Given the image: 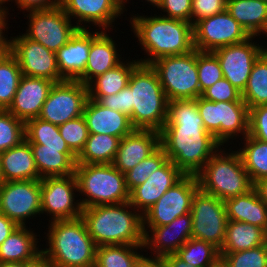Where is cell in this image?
<instances>
[{
	"mask_svg": "<svg viewBox=\"0 0 267 267\" xmlns=\"http://www.w3.org/2000/svg\"><path fill=\"white\" fill-rule=\"evenodd\" d=\"M160 146L185 175H197L221 147L204 129L197 102L168 101L167 120L160 131Z\"/></svg>",
	"mask_w": 267,
	"mask_h": 267,
	"instance_id": "cell-1",
	"label": "cell"
},
{
	"mask_svg": "<svg viewBox=\"0 0 267 267\" xmlns=\"http://www.w3.org/2000/svg\"><path fill=\"white\" fill-rule=\"evenodd\" d=\"M134 12V13H133ZM130 12V17L124 19L129 22L133 39L140 46L144 59L137 54L135 57L142 64H152L155 60L166 57L184 55L194 50L193 25L190 22L166 18L159 13L140 15ZM129 18V19H126Z\"/></svg>",
	"mask_w": 267,
	"mask_h": 267,
	"instance_id": "cell-2",
	"label": "cell"
},
{
	"mask_svg": "<svg viewBox=\"0 0 267 267\" xmlns=\"http://www.w3.org/2000/svg\"><path fill=\"white\" fill-rule=\"evenodd\" d=\"M81 218L96 246H143V215L129 202L82 208Z\"/></svg>",
	"mask_w": 267,
	"mask_h": 267,
	"instance_id": "cell-3",
	"label": "cell"
},
{
	"mask_svg": "<svg viewBox=\"0 0 267 267\" xmlns=\"http://www.w3.org/2000/svg\"><path fill=\"white\" fill-rule=\"evenodd\" d=\"M41 240L42 257L55 267H94L96 245L88 234L84 220H56L49 222ZM48 229V230H47ZM45 244V245H44Z\"/></svg>",
	"mask_w": 267,
	"mask_h": 267,
	"instance_id": "cell-4",
	"label": "cell"
},
{
	"mask_svg": "<svg viewBox=\"0 0 267 267\" xmlns=\"http://www.w3.org/2000/svg\"><path fill=\"white\" fill-rule=\"evenodd\" d=\"M128 86L133 128L160 132L167 120L168 99L156 70L150 64L139 63L130 75Z\"/></svg>",
	"mask_w": 267,
	"mask_h": 267,
	"instance_id": "cell-5",
	"label": "cell"
},
{
	"mask_svg": "<svg viewBox=\"0 0 267 267\" xmlns=\"http://www.w3.org/2000/svg\"><path fill=\"white\" fill-rule=\"evenodd\" d=\"M196 176L202 191L222 201L248 193L254 186L235 146H221Z\"/></svg>",
	"mask_w": 267,
	"mask_h": 267,
	"instance_id": "cell-6",
	"label": "cell"
},
{
	"mask_svg": "<svg viewBox=\"0 0 267 267\" xmlns=\"http://www.w3.org/2000/svg\"><path fill=\"white\" fill-rule=\"evenodd\" d=\"M74 174L82 208L129 202L125 174L112 163L76 164Z\"/></svg>",
	"mask_w": 267,
	"mask_h": 267,
	"instance_id": "cell-7",
	"label": "cell"
},
{
	"mask_svg": "<svg viewBox=\"0 0 267 267\" xmlns=\"http://www.w3.org/2000/svg\"><path fill=\"white\" fill-rule=\"evenodd\" d=\"M195 100L204 129L211 133L221 146L237 145L239 140L248 135L249 108L245 102H213L202 96Z\"/></svg>",
	"mask_w": 267,
	"mask_h": 267,
	"instance_id": "cell-8",
	"label": "cell"
},
{
	"mask_svg": "<svg viewBox=\"0 0 267 267\" xmlns=\"http://www.w3.org/2000/svg\"><path fill=\"white\" fill-rule=\"evenodd\" d=\"M151 66L158 74L168 101L200 97L197 49L184 55L159 58Z\"/></svg>",
	"mask_w": 267,
	"mask_h": 267,
	"instance_id": "cell-9",
	"label": "cell"
},
{
	"mask_svg": "<svg viewBox=\"0 0 267 267\" xmlns=\"http://www.w3.org/2000/svg\"><path fill=\"white\" fill-rule=\"evenodd\" d=\"M23 14L27 18L26 31L22 34L35 42L41 43L48 50L57 52L79 29L63 8L56 7L45 10H33Z\"/></svg>",
	"mask_w": 267,
	"mask_h": 267,
	"instance_id": "cell-10",
	"label": "cell"
},
{
	"mask_svg": "<svg viewBox=\"0 0 267 267\" xmlns=\"http://www.w3.org/2000/svg\"><path fill=\"white\" fill-rule=\"evenodd\" d=\"M0 212L18 226L29 224L30 227L32 219L42 218L41 179L2 181L0 183Z\"/></svg>",
	"mask_w": 267,
	"mask_h": 267,
	"instance_id": "cell-11",
	"label": "cell"
},
{
	"mask_svg": "<svg viewBox=\"0 0 267 267\" xmlns=\"http://www.w3.org/2000/svg\"><path fill=\"white\" fill-rule=\"evenodd\" d=\"M81 213L75 174L41 179V216L44 219L47 217L48 222L71 220L80 218Z\"/></svg>",
	"mask_w": 267,
	"mask_h": 267,
	"instance_id": "cell-12",
	"label": "cell"
},
{
	"mask_svg": "<svg viewBox=\"0 0 267 267\" xmlns=\"http://www.w3.org/2000/svg\"><path fill=\"white\" fill-rule=\"evenodd\" d=\"M191 216L192 238L209 242L220 250L228 222L225 202L199 188L193 196Z\"/></svg>",
	"mask_w": 267,
	"mask_h": 267,
	"instance_id": "cell-13",
	"label": "cell"
},
{
	"mask_svg": "<svg viewBox=\"0 0 267 267\" xmlns=\"http://www.w3.org/2000/svg\"><path fill=\"white\" fill-rule=\"evenodd\" d=\"M88 98V86L78 80L54 83L38 118L59 126L82 116Z\"/></svg>",
	"mask_w": 267,
	"mask_h": 267,
	"instance_id": "cell-14",
	"label": "cell"
},
{
	"mask_svg": "<svg viewBox=\"0 0 267 267\" xmlns=\"http://www.w3.org/2000/svg\"><path fill=\"white\" fill-rule=\"evenodd\" d=\"M247 31L225 10L193 25L194 49L213 52L249 39Z\"/></svg>",
	"mask_w": 267,
	"mask_h": 267,
	"instance_id": "cell-15",
	"label": "cell"
},
{
	"mask_svg": "<svg viewBox=\"0 0 267 267\" xmlns=\"http://www.w3.org/2000/svg\"><path fill=\"white\" fill-rule=\"evenodd\" d=\"M198 189L197 176L185 175L143 214V226H165L175 218L190 213L193 196Z\"/></svg>",
	"mask_w": 267,
	"mask_h": 267,
	"instance_id": "cell-16",
	"label": "cell"
},
{
	"mask_svg": "<svg viewBox=\"0 0 267 267\" xmlns=\"http://www.w3.org/2000/svg\"><path fill=\"white\" fill-rule=\"evenodd\" d=\"M60 6L79 29L114 32L117 18L127 16L120 0H60Z\"/></svg>",
	"mask_w": 267,
	"mask_h": 267,
	"instance_id": "cell-17",
	"label": "cell"
},
{
	"mask_svg": "<svg viewBox=\"0 0 267 267\" xmlns=\"http://www.w3.org/2000/svg\"><path fill=\"white\" fill-rule=\"evenodd\" d=\"M259 39L260 37L251 36L244 42L222 47L212 52L219 60L223 78L227 79L241 93L246 87L254 63L265 51L263 43Z\"/></svg>",
	"mask_w": 267,
	"mask_h": 267,
	"instance_id": "cell-18",
	"label": "cell"
},
{
	"mask_svg": "<svg viewBox=\"0 0 267 267\" xmlns=\"http://www.w3.org/2000/svg\"><path fill=\"white\" fill-rule=\"evenodd\" d=\"M11 35V53L17 59L23 76L46 78L55 83L64 81L60 76L55 52L26 38L22 32Z\"/></svg>",
	"mask_w": 267,
	"mask_h": 267,
	"instance_id": "cell-19",
	"label": "cell"
},
{
	"mask_svg": "<svg viewBox=\"0 0 267 267\" xmlns=\"http://www.w3.org/2000/svg\"><path fill=\"white\" fill-rule=\"evenodd\" d=\"M143 231V247L144 252H147L145 254L161 258L175 254L187 240L192 238L191 212L175 218L165 226H143Z\"/></svg>",
	"mask_w": 267,
	"mask_h": 267,
	"instance_id": "cell-20",
	"label": "cell"
},
{
	"mask_svg": "<svg viewBox=\"0 0 267 267\" xmlns=\"http://www.w3.org/2000/svg\"><path fill=\"white\" fill-rule=\"evenodd\" d=\"M112 34L110 35L109 30L107 32V30L94 29L93 31L92 29V42L85 72L77 79L84 85H88L94 78L125 60L126 56H124V52H121V43L117 44L114 40L115 34Z\"/></svg>",
	"mask_w": 267,
	"mask_h": 267,
	"instance_id": "cell-21",
	"label": "cell"
},
{
	"mask_svg": "<svg viewBox=\"0 0 267 267\" xmlns=\"http://www.w3.org/2000/svg\"><path fill=\"white\" fill-rule=\"evenodd\" d=\"M184 176L185 174L171 160H168L158 170L152 172L143 184L130 192L129 203L143 215Z\"/></svg>",
	"mask_w": 267,
	"mask_h": 267,
	"instance_id": "cell-22",
	"label": "cell"
},
{
	"mask_svg": "<svg viewBox=\"0 0 267 267\" xmlns=\"http://www.w3.org/2000/svg\"><path fill=\"white\" fill-rule=\"evenodd\" d=\"M54 83L46 78L22 76L7 111L24 123L38 118Z\"/></svg>",
	"mask_w": 267,
	"mask_h": 267,
	"instance_id": "cell-23",
	"label": "cell"
},
{
	"mask_svg": "<svg viewBox=\"0 0 267 267\" xmlns=\"http://www.w3.org/2000/svg\"><path fill=\"white\" fill-rule=\"evenodd\" d=\"M159 146L160 132L134 129L120 140L112 164L125 174L139 164L141 160L151 155Z\"/></svg>",
	"mask_w": 267,
	"mask_h": 267,
	"instance_id": "cell-24",
	"label": "cell"
},
{
	"mask_svg": "<svg viewBox=\"0 0 267 267\" xmlns=\"http://www.w3.org/2000/svg\"><path fill=\"white\" fill-rule=\"evenodd\" d=\"M92 42V29H78L55 54L60 76L77 80L84 72Z\"/></svg>",
	"mask_w": 267,
	"mask_h": 267,
	"instance_id": "cell-25",
	"label": "cell"
},
{
	"mask_svg": "<svg viewBox=\"0 0 267 267\" xmlns=\"http://www.w3.org/2000/svg\"><path fill=\"white\" fill-rule=\"evenodd\" d=\"M83 117L89 134H107L122 139L134 130L126 114L106 108L90 98L85 104Z\"/></svg>",
	"mask_w": 267,
	"mask_h": 267,
	"instance_id": "cell-26",
	"label": "cell"
},
{
	"mask_svg": "<svg viewBox=\"0 0 267 267\" xmlns=\"http://www.w3.org/2000/svg\"><path fill=\"white\" fill-rule=\"evenodd\" d=\"M32 226H35V222L30 227L18 226L3 241L0 245V262H36L42 256L40 231L36 233L37 229Z\"/></svg>",
	"mask_w": 267,
	"mask_h": 267,
	"instance_id": "cell-27",
	"label": "cell"
},
{
	"mask_svg": "<svg viewBox=\"0 0 267 267\" xmlns=\"http://www.w3.org/2000/svg\"><path fill=\"white\" fill-rule=\"evenodd\" d=\"M2 181L41 179L30 143L25 139L18 146L0 154Z\"/></svg>",
	"mask_w": 267,
	"mask_h": 267,
	"instance_id": "cell-28",
	"label": "cell"
},
{
	"mask_svg": "<svg viewBox=\"0 0 267 267\" xmlns=\"http://www.w3.org/2000/svg\"><path fill=\"white\" fill-rule=\"evenodd\" d=\"M224 202L228 220L250 223L267 232V204L254 188Z\"/></svg>",
	"mask_w": 267,
	"mask_h": 267,
	"instance_id": "cell-29",
	"label": "cell"
},
{
	"mask_svg": "<svg viewBox=\"0 0 267 267\" xmlns=\"http://www.w3.org/2000/svg\"><path fill=\"white\" fill-rule=\"evenodd\" d=\"M30 147L41 179L74 174L77 160L74 153H61V149L43 148L41 144Z\"/></svg>",
	"mask_w": 267,
	"mask_h": 267,
	"instance_id": "cell-30",
	"label": "cell"
},
{
	"mask_svg": "<svg viewBox=\"0 0 267 267\" xmlns=\"http://www.w3.org/2000/svg\"><path fill=\"white\" fill-rule=\"evenodd\" d=\"M126 58L125 61L97 76L87 85L90 99L98 101L101 97L117 94L128 86L130 75L140 62L135 57L130 59V55L128 59Z\"/></svg>",
	"mask_w": 267,
	"mask_h": 267,
	"instance_id": "cell-31",
	"label": "cell"
},
{
	"mask_svg": "<svg viewBox=\"0 0 267 267\" xmlns=\"http://www.w3.org/2000/svg\"><path fill=\"white\" fill-rule=\"evenodd\" d=\"M226 11L250 36L261 37L267 27V3L260 0H227Z\"/></svg>",
	"mask_w": 267,
	"mask_h": 267,
	"instance_id": "cell-32",
	"label": "cell"
},
{
	"mask_svg": "<svg viewBox=\"0 0 267 267\" xmlns=\"http://www.w3.org/2000/svg\"><path fill=\"white\" fill-rule=\"evenodd\" d=\"M267 243V232L250 223L228 220L220 253H231L258 247Z\"/></svg>",
	"mask_w": 267,
	"mask_h": 267,
	"instance_id": "cell-33",
	"label": "cell"
},
{
	"mask_svg": "<svg viewBox=\"0 0 267 267\" xmlns=\"http://www.w3.org/2000/svg\"><path fill=\"white\" fill-rule=\"evenodd\" d=\"M120 140L107 134H89L83 150L77 156L76 164L113 163Z\"/></svg>",
	"mask_w": 267,
	"mask_h": 267,
	"instance_id": "cell-34",
	"label": "cell"
},
{
	"mask_svg": "<svg viewBox=\"0 0 267 267\" xmlns=\"http://www.w3.org/2000/svg\"><path fill=\"white\" fill-rule=\"evenodd\" d=\"M240 142H238L239 148L237 145H235V148L240 153L244 168L249 174L252 183L254 184L256 181L266 178L267 142L260 141L249 135Z\"/></svg>",
	"mask_w": 267,
	"mask_h": 267,
	"instance_id": "cell-35",
	"label": "cell"
},
{
	"mask_svg": "<svg viewBox=\"0 0 267 267\" xmlns=\"http://www.w3.org/2000/svg\"><path fill=\"white\" fill-rule=\"evenodd\" d=\"M25 139L30 144H41L43 148L61 149V153H73L60 135L58 126L40 118L25 123Z\"/></svg>",
	"mask_w": 267,
	"mask_h": 267,
	"instance_id": "cell-36",
	"label": "cell"
},
{
	"mask_svg": "<svg viewBox=\"0 0 267 267\" xmlns=\"http://www.w3.org/2000/svg\"><path fill=\"white\" fill-rule=\"evenodd\" d=\"M241 95L248 108L267 105V51H264L254 63Z\"/></svg>",
	"mask_w": 267,
	"mask_h": 267,
	"instance_id": "cell-37",
	"label": "cell"
},
{
	"mask_svg": "<svg viewBox=\"0 0 267 267\" xmlns=\"http://www.w3.org/2000/svg\"><path fill=\"white\" fill-rule=\"evenodd\" d=\"M143 251V246H97L94 267H134Z\"/></svg>",
	"mask_w": 267,
	"mask_h": 267,
	"instance_id": "cell-38",
	"label": "cell"
},
{
	"mask_svg": "<svg viewBox=\"0 0 267 267\" xmlns=\"http://www.w3.org/2000/svg\"><path fill=\"white\" fill-rule=\"evenodd\" d=\"M22 76L20 65L11 52L0 55V110H7L11 105Z\"/></svg>",
	"mask_w": 267,
	"mask_h": 267,
	"instance_id": "cell-39",
	"label": "cell"
},
{
	"mask_svg": "<svg viewBox=\"0 0 267 267\" xmlns=\"http://www.w3.org/2000/svg\"><path fill=\"white\" fill-rule=\"evenodd\" d=\"M175 254L192 267H211L220 257L217 247L196 238L187 240Z\"/></svg>",
	"mask_w": 267,
	"mask_h": 267,
	"instance_id": "cell-40",
	"label": "cell"
},
{
	"mask_svg": "<svg viewBox=\"0 0 267 267\" xmlns=\"http://www.w3.org/2000/svg\"><path fill=\"white\" fill-rule=\"evenodd\" d=\"M168 160L163 148L159 146L151 155L125 173L128 191L131 192L135 187L143 184L152 172L158 170Z\"/></svg>",
	"mask_w": 267,
	"mask_h": 267,
	"instance_id": "cell-41",
	"label": "cell"
},
{
	"mask_svg": "<svg viewBox=\"0 0 267 267\" xmlns=\"http://www.w3.org/2000/svg\"><path fill=\"white\" fill-rule=\"evenodd\" d=\"M25 140V123L7 110H0V154Z\"/></svg>",
	"mask_w": 267,
	"mask_h": 267,
	"instance_id": "cell-42",
	"label": "cell"
},
{
	"mask_svg": "<svg viewBox=\"0 0 267 267\" xmlns=\"http://www.w3.org/2000/svg\"><path fill=\"white\" fill-rule=\"evenodd\" d=\"M58 129L69 149L78 156L89 137V131L83 115L59 125Z\"/></svg>",
	"mask_w": 267,
	"mask_h": 267,
	"instance_id": "cell-43",
	"label": "cell"
},
{
	"mask_svg": "<svg viewBox=\"0 0 267 267\" xmlns=\"http://www.w3.org/2000/svg\"><path fill=\"white\" fill-rule=\"evenodd\" d=\"M197 69L200 96L206 89L223 78L219 60L212 52H200L197 50Z\"/></svg>",
	"mask_w": 267,
	"mask_h": 267,
	"instance_id": "cell-44",
	"label": "cell"
},
{
	"mask_svg": "<svg viewBox=\"0 0 267 267\" xmlns=\"http://www.w3.org/2000/svg\"><path fill=\"white\" fill-rule=\"evenodd\" d=\"M229 267H267V243L248 250L220 253Z\"/></svg>",
	"mask_w": 267,
	"mask_h": 267,
	"instance_id": "cell-45",
	"label": "cell"
},
{
	"mask_svg": "<svg viewBox=\"0 0 267 267\" xmlns=\"http://www.w3.org/2000/svg\"><path fill=\"white\" fill-rule=\"evenodd\" d=\"M201 96L213 102H244L241 92L225 78L206 89Z\"/></svg>",
	"mask_w": 267,
	"mask_h": 267,
	"instance_id": "cell-46",
	"label": "cell"
},
{
	"mask_svg": "<svg viewBox=\"0 0 267 267\" xmlns=\"http://www.w3.org/2000/svg\"><path fill=\"white\" fill-rule=\"evenodd\" d=\"M192 0H162L156 13L166 18L179 19L191 23Z\"/></svg>",
	"mask_w": 267,
	"mask_h": 267,
	"instance_id": "cell-47",
	"label": "cell"
},
{
	"mask_svg": "<svg viewBox=\"0 0 267 267\" xmlns=\"http://www.w3.org/2000/svg\"><path fill=\"white\" fill-rule=\"evenodd\" d=\"M227 0H192L191 24L226 10Z\"/></svg>",
	"mask_w": 267,
	"mask_h": 267,
	"instance_id": "cell-48",
	"label": "cell"
},
{
	"mask_svg": "<svg viewBox=\"0 0 267 267\" xmlns=\"http://www.w3.org/2000/svg\"><path fill=\"white\" fill-rule=\"evenodd\" d=\"M248 135L267 142V105L249 108Z\"/></svg>",
	"mask_w": 267,
	"mask_h": 267,
	"instance_id": "cell-49",
	"label": "cell"
},
{
	"mask_svg": "<svg viewBox=\"0 0 267 267\" xmlns=\"http://www.w3.org/2000/svg\"><path fill=\"white\" fill-rule=\"evenodd\" d=\"M98 102L106 108L122 112L128 117L131 116V99L129 86H126L117 94L101 97Z\"/></svg>",
	"mask_w": 267,
	"mask_h": 267,
	"instance_id": "cell-50",
	"label": "cell"
},
{
	"mask_svg": "<svg viewBox=\"0 0 267 267\" xmlns=\"http://www.w3.org/2000/svg\"><path fill=\"white\" fill-rule=\"evenodd\" d=\"M11 2V3H10ZM14 4V6L17 9V11L23 12V14L27 11H33V10H45L50 9L53 7H56L60 5V0H9V11L11 12L14 10V6L11 4ZM11 6V7H10Z\"/></svg>",
	"mask_w": 267,
	"mask_h": 267,
	"instance_id": "cell-51",
	"label": "cell"
},
{
	"mask_svg": "<svg viewBox=\"0 0 267 267\" xmlns=\"http://www.w3.org/2000/svg\"><path fill=\"white\" fill-rule=\"evenodd\" d=\"M13 14L9 10H0V55L11 52V36L8 37L6 33H8L9 28L12 26L8 22H10L9 17L11 18Z\"/></svg>",
	"mask_w": 267,
	"mask_h": 267,
	"instance_id": "cell-52",
	"label": "cell"
},
{
	"mask_svg": "<svg viewBox=\"0 0 267 267\" xmlns=\"http://www.w3.org/2000/svg\"><path fill=\"white\" fill-rule=\"evenodd\" d=\"M18 227V225L0 212V245Z\"/></svg>",
	"mask_w": 267,
	"mask_h": 267,
	"instance_id": "cell-53",
	"label": "cell"
},
{
	"mask_svg": "<svg viewBox=\"0 0 267 267\" xmlns=\"http://www.w3.org/2000/svg\"><path fill=\"white\" fill-rule=\"evenodd\" d=\"M134 267H164V264L161 257L143 253L134 264Z\"/></svg>",
	"mask_w": 267,
	"mask_h": 267,
	"instance_id": "cell-54",
	"label": "cell"
},
{
	"mask_svg": "<svg viewBox=\"0 0 267 267\" xmlns=\"http://www.w3.org/2000/svg\"><path fill=\"white\" fill-rule=\"evenodd\" d=\"M164 267H192L188 265L184 260L179 258L176 254H169L162 258ZM195 267V266H193Z\"/></svg>",
	"mask_w": 267,
	"mask_h": 267,
	"instance_id": "cell-55",
	"label": "cell"
},
{
	"mask_svg": "<svg viewBox=\"0 0 267 267\" xmlns=\"http://www.w3.org/2000/svg\"><path fill=\"white\" fill-rule=\"evenodd\" d=\"M253 188L257 191L260 199L267 204V177L256 181Z\"/></svg>",
	"mask_w": 267,
	"mask_h": 267,
	"instance_id": "cell-56",
	"label": "cell"
},
{
	"mask_svg": "<svg viewBox=\"0 0 267 267\" xmlns=\"http://www.w3.org/2000/svg\"><path fill=\"white\" fill-rule=\"evenodd\" d=\"M129 1H131V0H128L123 6H124V11H125V13H127L128 14V12H126V11H128V8L127 7H129L130 8V6H128L129 4L130 5H132L131 4V2H129ZM137 1H141V2H143V0H137ZM132 2H133V0H132ZM145 2H147L146 4H148L149 6V8H150V6H153V12H155V9L156 8H158L159 6H160V4H161V2H162V0H144V2L143 3H145ZM128 4V5H127Z\"/></svg>",
	"mask_w": 267,
	"mask_h": 267,
	"instance_id": "cell-57",
	"label": "cell"
},
{
	"mask_svg": "<svg viewBox=\"0 0 267 267\" xmlns=\"http://www.w3.org/2000/svg\"><path fill=\"white\" fill-rule=\"evenodd\" d=\"M34 262H0V267H30Z\"/></svg>",
	"mask_w": 267,
	"mask_h": 267,
	"instance_id": "cell-58",
	"label": "cell"
},
{
	"mask_svg": "<svg viewBox=\"0 0 267 267\" xmlns=\"http://www.w3.org/2000/svg\"><path fill=\"white\" fill-rule=\"evenodd\" d=\"M30 267H55V266L41 256L36 262L32 263Z\"/></svg>",
	"mask_w": 267,
	"mask_h": 267,
	"instance_id": "cell-59",
	"label": "cell"
},
{
	"mask_svg": "<svg viewBox=\"0 0 267 267\" xmlns=\"http://www.w3.org/2000/svg\"><path fill=\"white\" fill-rule=\"evenodd\" d=\"M211 267H229L226 261L220 256L212 265Z\"/></svg>",
	"mask_w": 267,
	"mask_h": 267,
	"instance_id": "cell-60",
	"label": "cell"
},
{
	"mask_svg": "<svg viewBox=\"0 0 267 267\" xmlns=\"http://www.w3.org/2000/svg\"><path fill=\"white\" fill-rule=\"evenodd\" d=\"M9 9V0H0V10Z\"/></svg>",
	"mask_w": 267,
	"mask_h": 267,
	"instance_id": "cell-61",
	"label": "cell"
},
{
	"mask_svg": "<svg viewBox=\"0 0 267 267\" xmlns=\"http://www.w3.org/2000/svg\"><path fill=\"white\" fill-rule=\"evenodd\" d=\"M262 36L263 37H261V38H263V39L267 37V27H266L265 31L263 32ZM263 47L265 48V51H267V43L266 44L264 43Z\"/></svg>",
	"mask_w": 267,
	"mask_h": 267,
	"instance_id": "cell-62",
	"label": "cell"
},
{
	"mask_svg": "<svg viewBox=\"0 0 267 267\" xmlns=\"http://www.w3.org/2000/svg\"><path fill=\"white\" fill-rule=\"evenodd\" d=\"M2 182L1 165H0V183Z\"/></svg>",
	"mask_w": 267,
	"mask_h": 267,
	"instance_id": "cell-63",
	"label": "cell"
},
{
	"mask_svg": "<svg viewBox=\"0 0 267 267\" xmlns=\"http://www.w3.org/2000/svg\"><path fill=\"white\" fill-rule=\"evenodd\" d=\"M128 0H120V2L124 5Z\"/></svg>",
	"mask_w": 267,
	"mask_h": 267,
	"instance_id": "cell-64",
	"label": "cell"
}]
</instances>
